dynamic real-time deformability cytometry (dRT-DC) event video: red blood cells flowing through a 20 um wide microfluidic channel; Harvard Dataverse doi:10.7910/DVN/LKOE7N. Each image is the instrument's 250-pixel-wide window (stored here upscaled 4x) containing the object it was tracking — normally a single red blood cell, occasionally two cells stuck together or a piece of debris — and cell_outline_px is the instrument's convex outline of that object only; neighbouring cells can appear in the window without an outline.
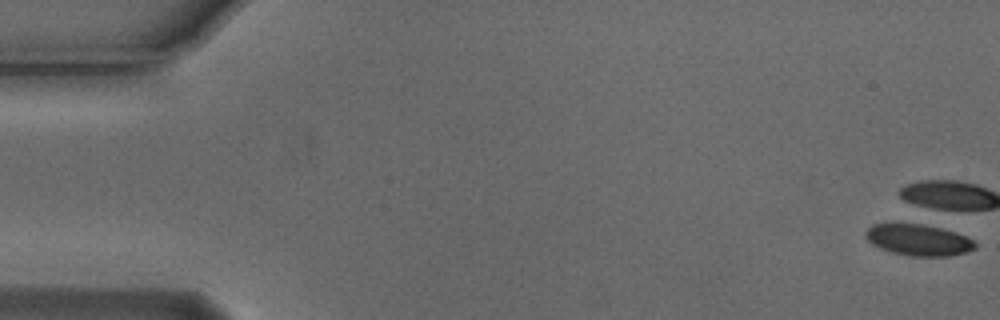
{"species": "Egyptian fruit bat (a non-hibernating species)", "species_latin": "Rousettus aegyptiacus", "temperature_condition": "cold", "stored_images_in_passage": 5, "camera_frame_rate_fps": 3000, "um_per_image_px": 0.085, "animal": {"sex": "male"}, "frame": {"image": 1, "passage_image": 1, "time_ms": 0.0, "image_size_px": [1000, 320], "cell_outline_px": [[976, 248], [968, 252], [952, 256], [908, 256], [892, 252], [880, 248], [872, 244], [864, 236], [864, 232], [872, 224], [916, 220], [932, 224], [968, 236], [976, 244]], "centroid_in_image_um": [78.06, 20.33], "position_along_channel_um": 6.9, "area_um2": 21.21}}